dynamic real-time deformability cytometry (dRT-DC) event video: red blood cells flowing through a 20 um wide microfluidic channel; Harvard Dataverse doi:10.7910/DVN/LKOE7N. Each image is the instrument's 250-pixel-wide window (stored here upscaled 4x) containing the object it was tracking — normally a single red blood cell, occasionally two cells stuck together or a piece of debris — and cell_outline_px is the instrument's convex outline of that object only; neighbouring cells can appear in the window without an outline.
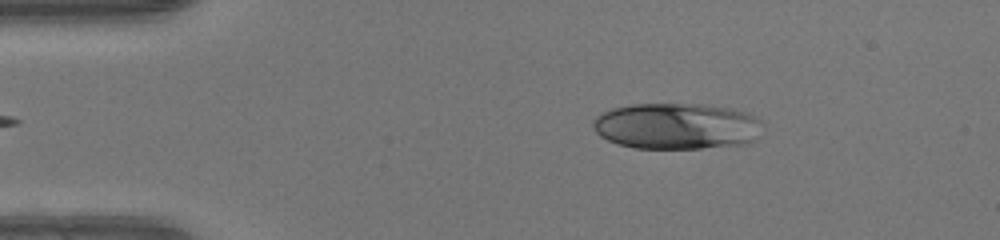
{"species": "human", "species_latin": "Homo sapiens", "temperature_condition": "warm", "stored_images_in_passage": 48, "camera_frame_rate_fps": 3000, "um_per_image_px": 0.085, "donor": {"sex": "female"}, "frame": {"image": 1, "passage_image": 7, "time_ms": 2.0, "image_size_px": [1000, 240], "cell_outline_px": [[760, 120], [752, 140], [744, 144], [700, 148], [636, 148], [620, 144], [608, 140], [600, 136], [596, 132], [592, 124], [592, 120], [596, 116], [612, 108], [632, 104], [700, 104], [728, 108], [756, 116]], "centroid_in_image_um": [57.42, 10.71], "position_along_channel_um": 27.6, "area_um2": 45.03}}
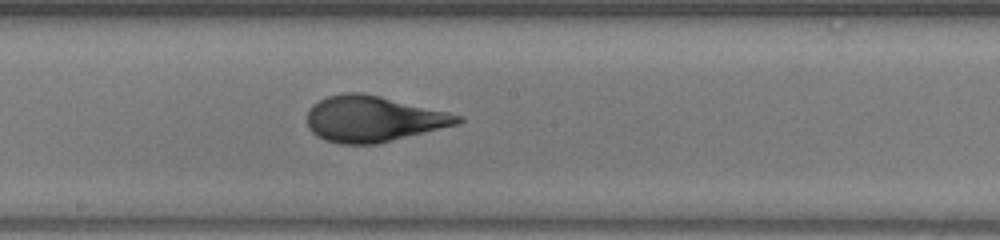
{"frame": {"image": 2, "passage_image": 25, "time_ms": 8.0, "image_size_px": [1000, 240], "cell_outline_px": [[464, 120], [456, 124], [376, 144], [340, 144], [324, 140], [316, 136], [308, 128], [308, 108], [312, 104], [328, 96], [344, 92], [360, 92], [380, 96], [448, 112], [464, 116]], "centroid_in_image_um": [31.67, 10.1], "position_along_channel_um": 216.5, "area_um2": 40.0}}
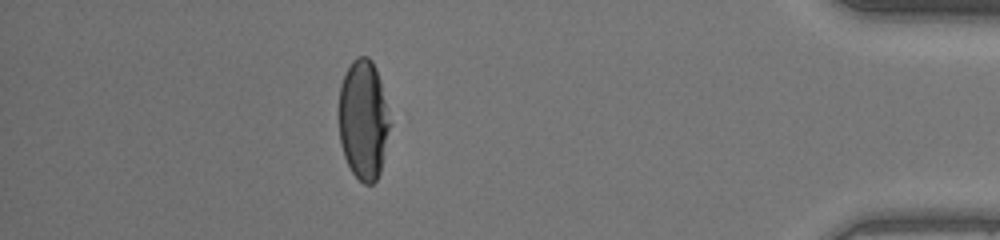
{"frame": {"image": 3, "passage_image": 42, "time_ms": 13.667, "image_size_px": [1000, 240], "cell_outline_px": [[392, 124], [380, 172], [376, 180], [372, 184], [364, 184], [352, 172], [344, 156], [340, 144], [340, 84], [352, 60], [356, 56], [368, 56], [372, 60], [376, 68], [380, 80]], "centroid_in_image_um": [30.92, 10.18], "position_along_channel_um": 404.3, "area_um2": 35.78}, "authors_computed_cell_mechanics": {"area_um2": 40.0843, "velocity_mm_per_s": 4.1765, "shape_relaxation_time_tau1_ms": 5.5791, "shape_relaxation_time_tau2_ms": null, "deformation_change_tau1": 0.2296, "deformation_change_tau2": null}}